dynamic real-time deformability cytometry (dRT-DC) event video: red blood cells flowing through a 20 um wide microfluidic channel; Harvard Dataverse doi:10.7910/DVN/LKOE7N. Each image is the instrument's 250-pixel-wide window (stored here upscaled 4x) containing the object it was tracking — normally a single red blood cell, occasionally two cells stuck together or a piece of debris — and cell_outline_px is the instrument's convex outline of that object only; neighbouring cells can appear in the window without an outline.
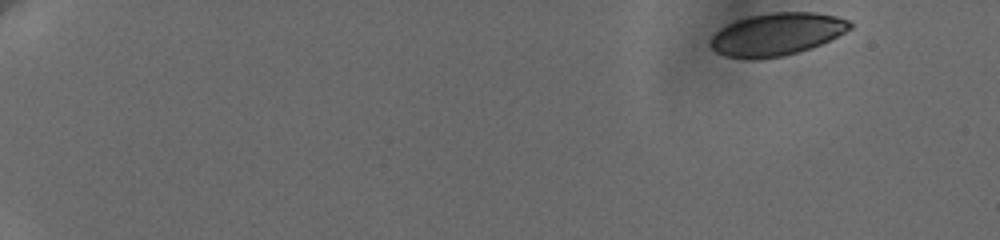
{"species": "human", "species_latin": "Homo sapiens", "temperature_condition": "cold", "stored_images_in_passage": 17, "camera_frame_rate_fps": 3000, "um_per_image_px": 0.085, "donor": {"sex": "female"}, "frame": {"image": 1, "passage_image": 1, "time_ms": 0.0, "image_size_px": [1000, 240], "cell_outline_px": [[852, 28], [820, 44], [784, 56], [756, 60], [752, 60], [724, 56], [716, 52], [712, 48], [712, 36], [720, 28], [728, 24], [752, 16], [772, 12], [812, 12], [836, 16], [848, 20], [852, 24]], "centroid_in_image_um": [66.02, 2.92], "position_along_channel_um": 19.0, "area_um2": 34.16}}